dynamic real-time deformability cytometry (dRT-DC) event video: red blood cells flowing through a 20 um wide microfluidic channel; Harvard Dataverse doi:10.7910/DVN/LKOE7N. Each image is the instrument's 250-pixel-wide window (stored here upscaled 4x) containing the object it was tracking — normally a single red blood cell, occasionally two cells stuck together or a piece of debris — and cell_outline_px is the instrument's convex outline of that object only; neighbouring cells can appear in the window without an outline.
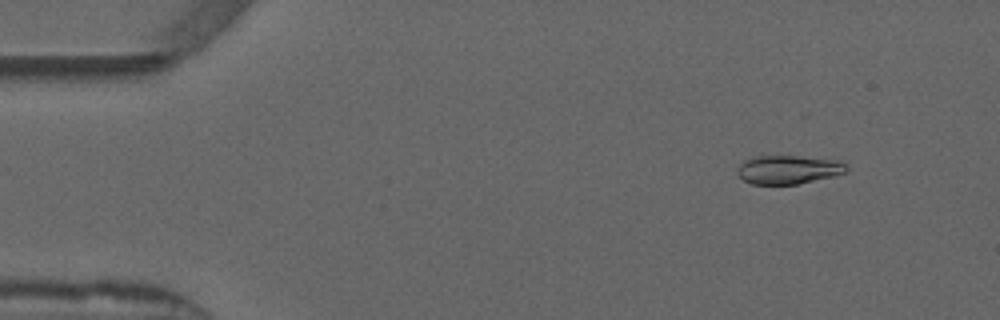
{"species": "common noctule bat (a hibernating species)", "species_latin": "Nyctalus noctula", "temperature_condition": "warm", "stored_images_in_passage": 53, "camera_frame_rate_fps": 3000, "um_per_image_px": 0.085, "animal": {"sex": "male", "forearm_length_mm": 52.5}, "frame": {"image": 1, "passage_image": 6, "time_ms": 1.667, "image_size_px": [1000, 320], "cell_outline_px": [[848, 168], [844, 172], [832, 176], [796, 184], [752, 184], [744, 180], [736, 172], [740, 164], [744, 160], [756, 156], [796, 156], [836, 160], [844, 164]], "centroid_in_image_um": [66.96, 14.41], "position_along_channel_um": 18.0, "area_um2": 17.86}}
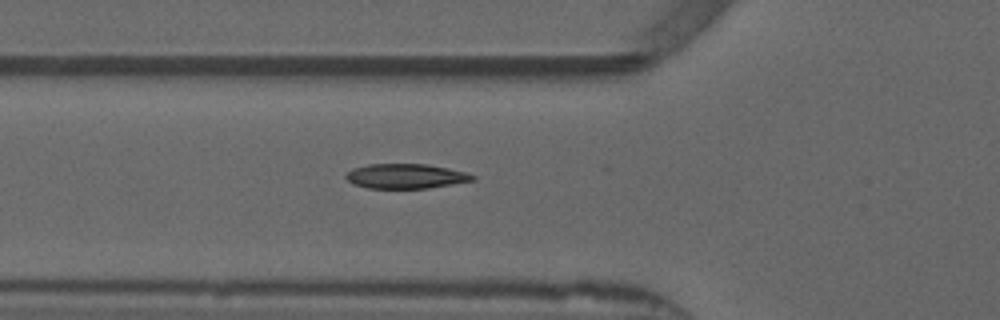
{"frame": {"image": 2, "passage_image": 19, "time_ms": 6.0, "image_size_px": [1000, 320], "cell_outline_px": [[476, 180], [428, 188], [368, 188], [352, 184], [344, 176], [352, 168], [368, 164], [428, 164], [468, 172], [476, 176]], "centroid_in_image_um": [34.5, 14.97], "position_along_channel_um": 91.3, "area_um2": 18.38}}
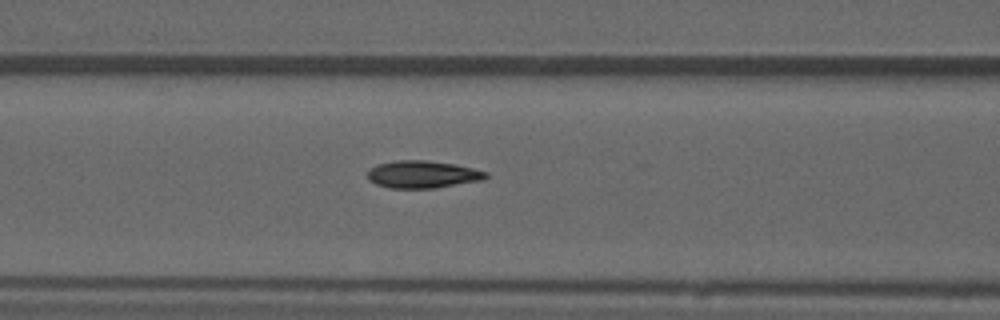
{"frame": {"image": 3, "passage_image": 22, "time_ms": 7.0, "image_size_px": [1000, 320], "cell_outline_px": [[488, 176], [484, 180], [432, 188], [388, 188], [376, 184], [368, 180], [368, 172], [376, 164], [396, 160], [424, 160], [456, 164], [488, 172]], "centroid_in_image_um": [35.92, 14.82], "position_along_channel_um": 130.7, "area_um2": 18.9}, "authors_computed_cell_mechanics": {"area_um2": 18.5538, "velocity_mm_per_s": 3.8821, "shape_relaxation_time_tau1_ms": 5.5494, "shape_relaxation_time_tau2_ms": 1.2573, "deformation_change_tau1": 0.1956, "deformation_change_tau2": 0.0682}}